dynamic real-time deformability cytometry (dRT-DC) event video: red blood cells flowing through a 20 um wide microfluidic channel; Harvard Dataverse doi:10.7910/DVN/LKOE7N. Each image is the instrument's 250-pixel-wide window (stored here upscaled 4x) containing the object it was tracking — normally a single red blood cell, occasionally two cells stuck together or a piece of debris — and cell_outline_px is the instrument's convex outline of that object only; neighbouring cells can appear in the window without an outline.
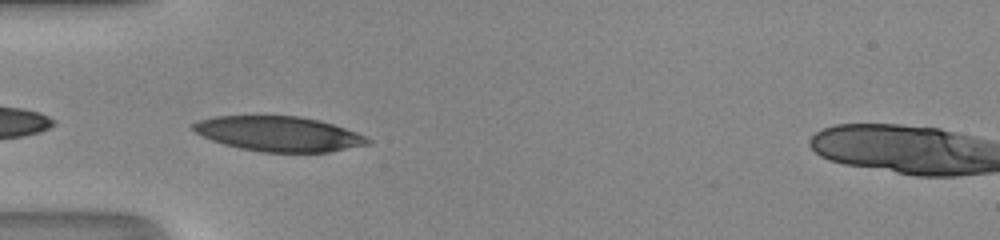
{"species": "human", "species_latin": "Homo sapiens", "temperature_condition": "room temperature", "stored_images_in_passage": 5, "camera_frame_rate_fps": 3000, "um_per_image_px": 0.085, "donor": {"sex": "male"}, "frame": {"image": 1, "passage_image": 1, "time_ms": 0.0, "image_size_px": [1000, 240], "cell_outline_px": [[372, 144], [328, 152], [260, 152], [240, 148], [224, 144], [212, 140], [196, 132], [192, 128], [192, 124], [200, 120], [216, 116], [300, 116], [320, 120], [356, 132], [372, 140]], "centroid_in_image_um": [23.73, 11.38], "position_along_channel_um": 61.3, "area_um2": 35.43}}
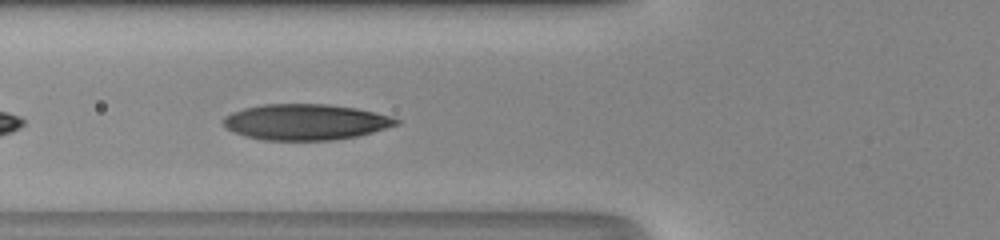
{"frame": {"image": 2, "passage_image": 4, "time_ms": 1.0, "image_size_px": [1000, 240], "cell_outline_px": [[400, 124], [372, 132], [356, 136], [332, 140], [264, 140], [244, 136], [232, 132], [220, 120], [224, 116], [232, 112], [244, 108], [260, 104], [328, 104], [356, 108], [392, 116], [400, 120]], "centroid_in_image_um": [25.95, 10.36], "position_along_channel_um": 99.8, "area_um2": 36.3}}